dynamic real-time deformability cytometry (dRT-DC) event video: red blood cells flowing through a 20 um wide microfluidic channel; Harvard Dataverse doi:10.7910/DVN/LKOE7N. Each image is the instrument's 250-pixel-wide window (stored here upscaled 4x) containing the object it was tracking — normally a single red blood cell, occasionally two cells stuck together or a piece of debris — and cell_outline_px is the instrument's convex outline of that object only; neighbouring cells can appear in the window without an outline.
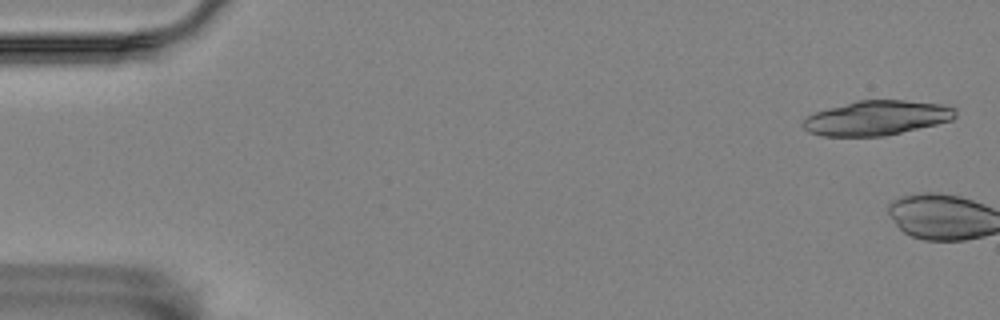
{"species": "Egyptian fruit bat (a non-hibernating species)", "species_latin": "Rousettus aegyptiacus", "temperature_condition": "room temperature", "stored_images_in_passage": 10, "camera_frame_rate_fps": 3000, "um_per_image_px": 0.085, "animal": {"sex": "female"}, "frame": {"image": 1, "passage_image": 1, "time_ms": 0.0, "image_size_px": [1000, 320], "cell_outline_px": [[956, 116], [952, 120], [936, 124], [884, 136], [820, 136], [808, 132], [800, 124], [808, 116], [816, 112], [828, 108], [856, 100], [904, 100], [944, 104], [956, 108]], "centroid_in_image_um": [74.52, 10.02], "position_along_channel_um": 10.5, "area_um2": 30.81}}
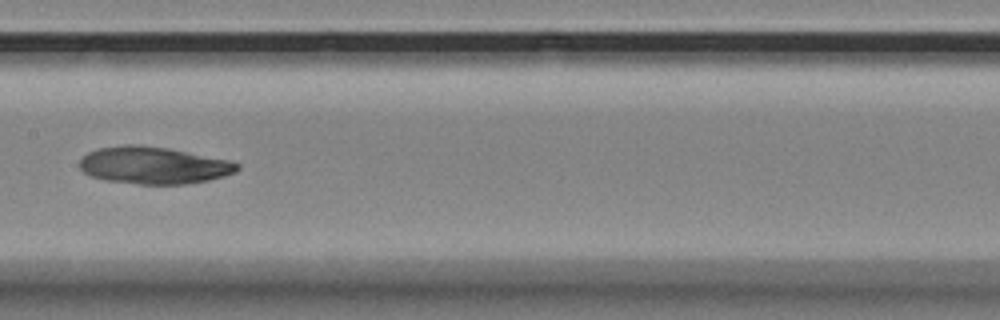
{"frame": {"image": 2, "passage_image": 7, "time_ms": 2.0, "image_size_px": [1000, 320], "cell_outline_px": [[240, 168], [236, 172], [224, 176], [208, 180], [184, 184], [140, 184], [104, 180], [92, 176], [84, 172], [80, 168], [80, 160], [88, 152], [96, 148], [124, 144], [140, 144], [168, 148], [228, 160], [240, 164]], "centroid_in_image_um": [13.04, 14.04], "position_along_channel_um": 194.4, "area_um2": 34.16}}
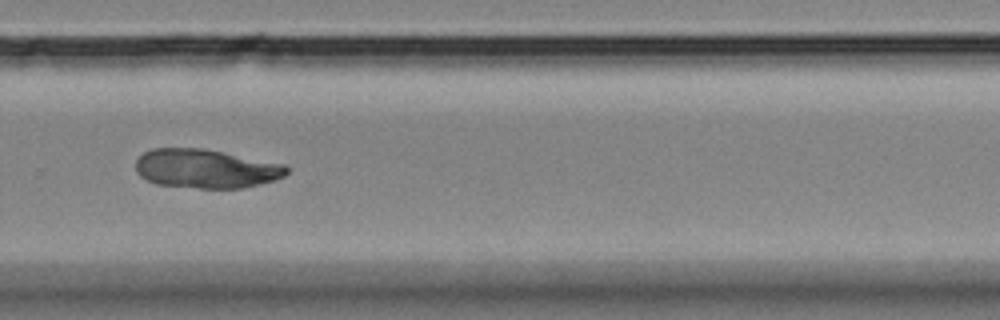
{"frame": {"image": 3, "passage_image": 10, "time_ms": 3.0, "image_size_px": [1000, 320], "cell_outline_px": [[288, 172], [284, 176], [276, 180], [244, 188], [200, 188], [156, 184], [140, 176], [136, 172], [136, 160], [144, 152], [152, 148], [200, 148], [284, 164], [288, 168]], "centroid_in_image_um": [17.49, 14.34], "position_along_channel_um": 312.3, "area_um2": 34.1}}